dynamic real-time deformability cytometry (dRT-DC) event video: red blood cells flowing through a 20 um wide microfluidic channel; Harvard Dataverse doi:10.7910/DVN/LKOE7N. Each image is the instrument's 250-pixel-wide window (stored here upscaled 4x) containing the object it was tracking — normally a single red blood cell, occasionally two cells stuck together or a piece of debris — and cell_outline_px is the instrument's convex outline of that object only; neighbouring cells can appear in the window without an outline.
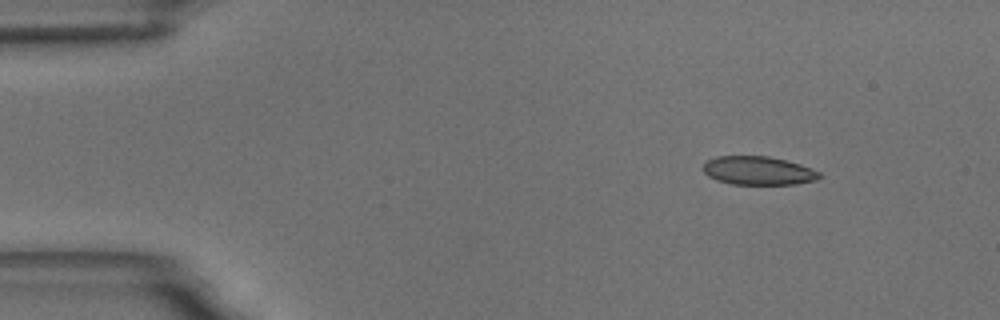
{"species": "common noctule bat (a hibernating species)", "species_latin": "Nyctalus noctula", "temperature_condition": "room temperature", "stored_images_in_passage": 51, "camera_frame_rate_fps": 3000, "um_per_image_px": 0.085, "animal": {"sex": "male", "body_mass_g": 18.8}, "frame": {"image": 1, "passage_image": 1, "time_ms": 0.0, "image_size_px": [1000, 320], "cell_outline_px": [[824, 176], [816, 180], [796, 184], [732, 184], [716, 180], [708, 176], [704, 172], [704, 164], [708, 160], [716, 156], [768, 156], [800, 164], [820, 172]], "centroid_in_image_um": [64.47, 14.51], "position_along_channel_um": 20.5, "area_um2": 19.31}}
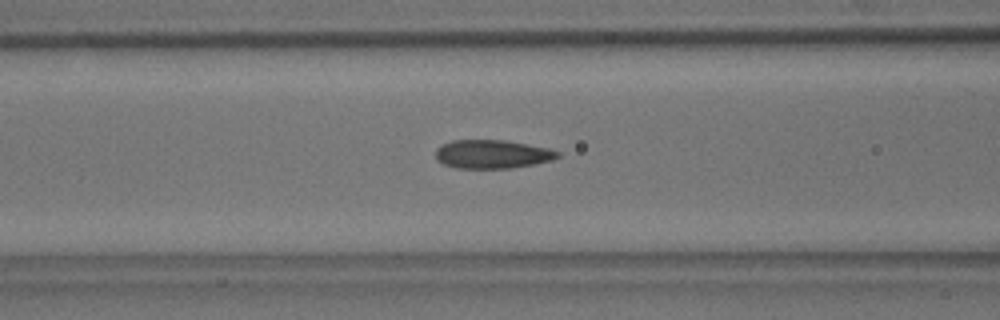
{"frame": {"image": 2, "passage_image": 17, "time_ms": 5.333, "image_size_px": [1000, 320], "cell_outline_px": [[560, 156], [552, 160], [512, 168], [456, 168], [444, 164], [436, 160], [436, 148], [452, 140], [504, 140], [548, 148], [560, 152]], "centroid_in_image_um": [41.83, 13.1], "position_along_channel_um": 124.8, "area_um2": 20.23}}
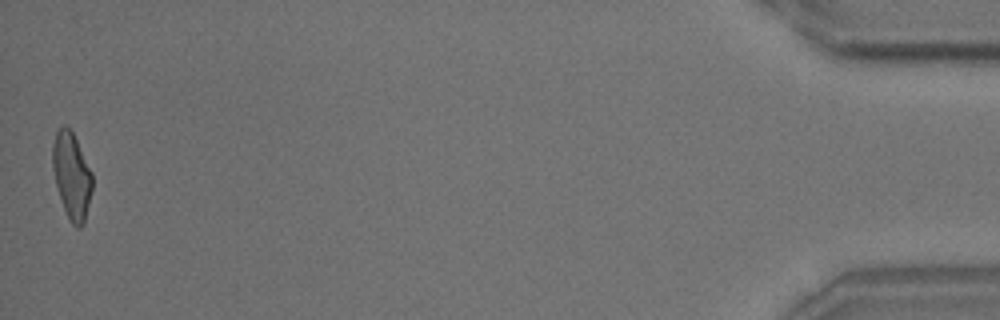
{"frame": {"image": 3, "passage_image": 51, "time_ms": 16.667, "image_size_px": [1000, 320], "cell_outline_px": [[92, 188], [84, 224], [80, 228], [76, 228], [68, 220], [56, 184], [52, 168], [52, 144], [56, 132], [64, 124], [72, 132], [92, 172]], "centroid_in_image_um": [6.08, 14.96], "position_along_channel_um": 429.1, "area_um2": 19.83}, "authors_computed_cell_mechanics": {"area_um2": 20.3456, "velocity_mm_per_s": 3.5106, "shape_relaxation_time_tau1_ms": 4.9527, "shape_relaxation_time_tau2_ms": 1.4667, "deformation_change_tau1": 0.1538, "deformation_change_tau2": 0.0771}}